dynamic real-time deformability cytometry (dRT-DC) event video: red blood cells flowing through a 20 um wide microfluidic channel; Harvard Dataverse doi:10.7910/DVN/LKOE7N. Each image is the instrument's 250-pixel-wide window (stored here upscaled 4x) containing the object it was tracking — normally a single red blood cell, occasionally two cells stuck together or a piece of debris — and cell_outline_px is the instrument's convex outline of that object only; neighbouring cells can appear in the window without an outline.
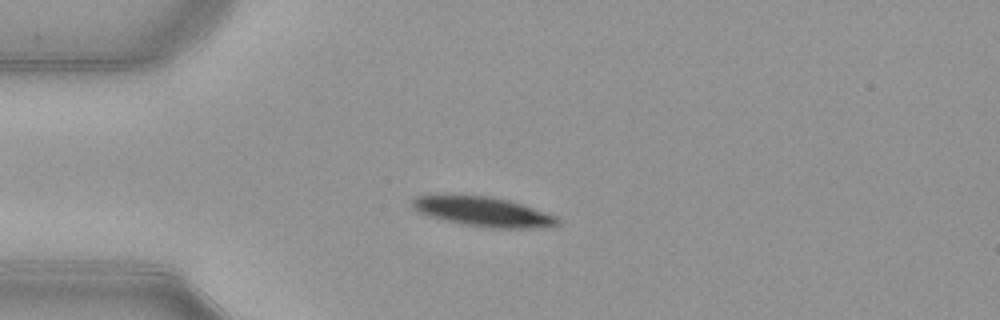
{"species": "common noctule bat (a hibernating species)", "species_latin": "Nyctalus noctula", "temperature_condition": "warm", "stored_images_in_passage": 49, "camera_frame_rate_fps": 3000, "um_per_image_px": 0.085, "animal": {"sex": "female", "body_mass_g": 21.9}, "frame": {"image": 1, "passage_image": 14, "time_ms": 4.333, "image_size_px": [1000, 320], "cell_outline_px": [[560, 224], [552, 228], [488, 228], [460, 224], [428, 216], [412, 208], [412, 200], [416, 196], [440, 192], [492, 196], [508, 200], [556, 216], [560, 220]], "centroid_in_image_um": [41.0, 17.96], "position_along_channel_um": 44.0, "area_um2": 26.01}}
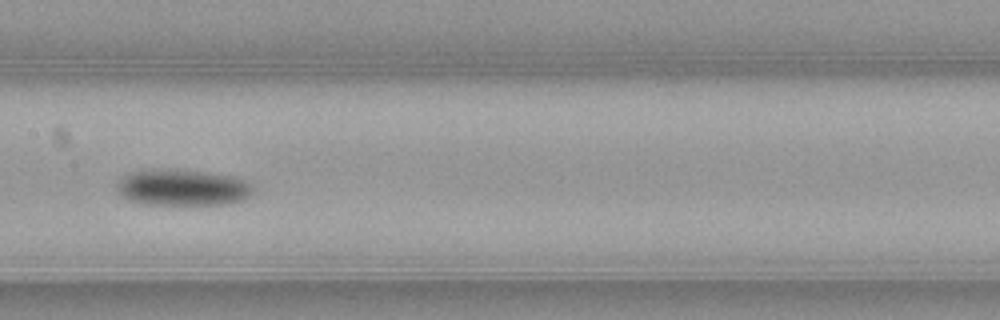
{"frame": {"image": 2, "passage_image": 27, "time_ms": 8.667, "image_size_px": [1000, 320], "cell_outline_px": [[252, 192], [248, 196], [240, 200], [228, 204], [144, 204], [128, 200], [120, 196], [116, 188], [116, 180], [120, 176], [128, 172], [172, 168], [176, 168], [236, 176], [252, 184]], "centroid_in_image_um": [15.45, 15.92], "position_along_channel_um": 192.0, "area_um2": 29.25}}
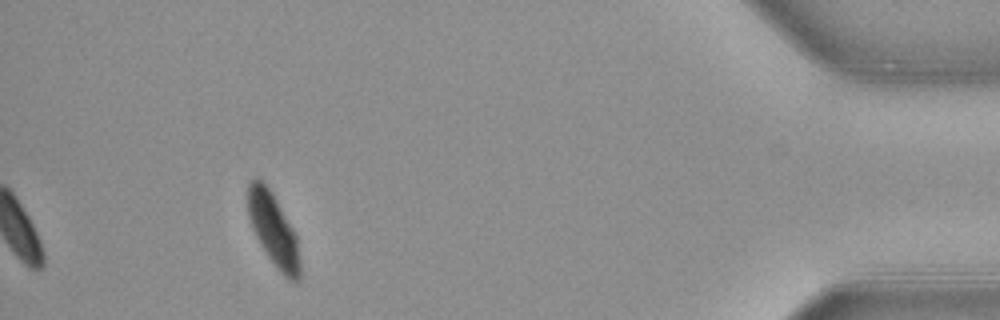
{"frame": {"image": 3, "passage_image": 49, "time_ms": 16.0, "image_size_px": [1000, 320], "cell_outline_px": [[300, 280], [288, 280], [280, 272], [268, 256], [260, 244], [252, 228], [248, 216], [248, 184], [256, 176], [272, 192], [292, 228], [296, 236], [300, 260]], "centroid_in_image_um": [23.23, 19.54], "position_along_channel_um": 412.0, "area_um2": 21.73}, "authors_computed_cell_mechanics": {"area_um2": 26.01, "velocity_mm_per_s": 3.8869, "shape_relaxation_time_tau1_ms": 3.122, "shape_relaxation_time_tau2_ms": null, "deformation_change_tau1": 0.1354, "deformation_change_tau2": null}}